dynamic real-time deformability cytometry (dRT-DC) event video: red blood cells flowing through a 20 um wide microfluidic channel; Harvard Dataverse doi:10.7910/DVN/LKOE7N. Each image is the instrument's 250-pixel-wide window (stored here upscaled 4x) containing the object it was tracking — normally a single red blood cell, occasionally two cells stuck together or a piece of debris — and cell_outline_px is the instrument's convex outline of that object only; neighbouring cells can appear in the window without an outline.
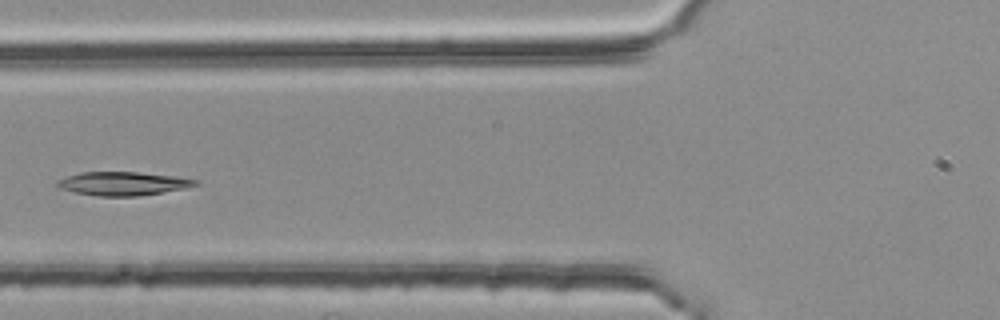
{"species": "common noctule bat (a hibernating species)", "species_latin": "Nyctalus noctula", "temperature_condition": "room temperature", "stored_images_in_passage": 4, "camera_frame_rate_fps": 3000, "um_per_image_px": 0.085, "animal": {"sex": "female", "body_mass_g": 25.1}, "frame": {"image": 1, "passage_image": 4, "time_ms": 1.0, "image_size_px": [1000, 320], "cell_outline_px": [[200, 184], [184, 188], [136, 196], [100, 196], [76, 192], [60, 188], [56, 184], [60, 180], [68, 176], [80, 172], [136, 172], [176, 176], [200, 180]], "centroid_in_image_um": [10.5, 15.59], "position_along_channel_um": 115.3, "area_um2": 18.67}}